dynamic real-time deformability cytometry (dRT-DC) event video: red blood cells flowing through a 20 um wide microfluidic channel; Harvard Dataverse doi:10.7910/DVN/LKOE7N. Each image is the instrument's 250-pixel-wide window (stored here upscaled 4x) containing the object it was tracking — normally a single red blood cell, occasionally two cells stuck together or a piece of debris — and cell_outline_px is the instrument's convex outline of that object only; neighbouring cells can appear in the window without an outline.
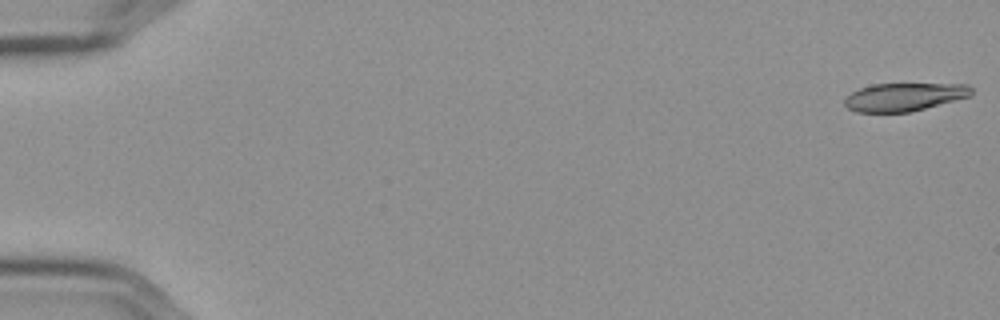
{"species": "Egyptian fruit bat (a non-hibernating species)", "species_latin": "Rousettus aegyptiacus", "temperature_condition": "cold", "stored_images_in_passage": 57, "camera_frame_rate_fps": 3000, "um_per_image_px": 0.085, "frame": {"image": 1, "passage_image": 1, "time_ms": 0.0, "image_size_px": [1000, 320], "cell_outline_px": [[972, 96], [912, 112], [856, 112], [848, 108], [844, 104], [844, 100], [852, 92], [860, 88], [872, 84], [968, 84], [972, 88]], "centroid_in_image_um": [76.89, 8.24], "position_along_channel_um": 8.1, "area_um2": 20.87}}
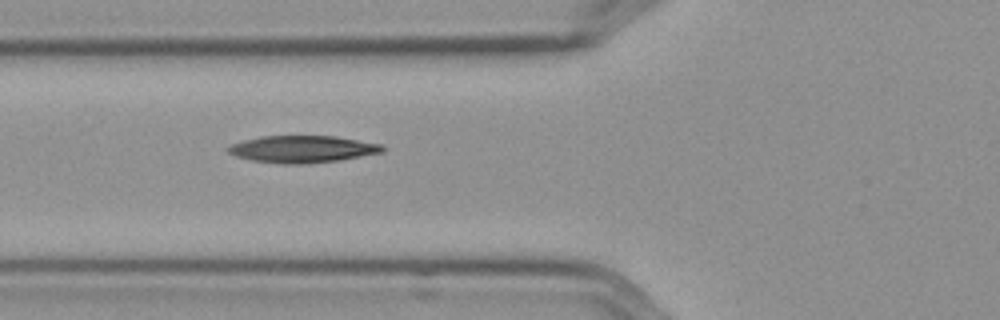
{"frame": {"image": 2, "passage_image": 22, "time_ms": 7.0, "image_size_px": [1000, 320], "cell_outline_px": [[384, 152], [340, 160], [304, 164], [280, 164], [252, 160], [236, 156], [228, 152], [224, 148], [232, 144], [244, 140], [260, 136], [336, 136], [384, 144]], "centroid_in_image_um": [25.72, 12.67], "position_along_channel_um": 100.1, "area_um2": 24.51}}
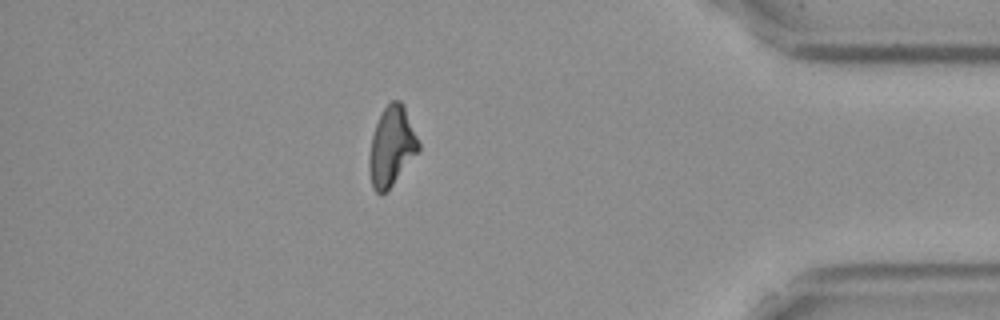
{"frame": {"image": 3, "passage_image": 50, "time_ms": 16.333, "image_size_px": [1000, 320], "cell_outline_px": [[420, 148], [392, 184], [380, 196], [372, 188], [368, 168], [368, 156], [372, 136], [376, 124], [384, 108], [392, 100], [400, 100], [404, 104], [420, 144]], "centroid_in_image_um": [33.26, 12.43], "position_along_channel_um": 401.9, "area_um2": 22.54}}